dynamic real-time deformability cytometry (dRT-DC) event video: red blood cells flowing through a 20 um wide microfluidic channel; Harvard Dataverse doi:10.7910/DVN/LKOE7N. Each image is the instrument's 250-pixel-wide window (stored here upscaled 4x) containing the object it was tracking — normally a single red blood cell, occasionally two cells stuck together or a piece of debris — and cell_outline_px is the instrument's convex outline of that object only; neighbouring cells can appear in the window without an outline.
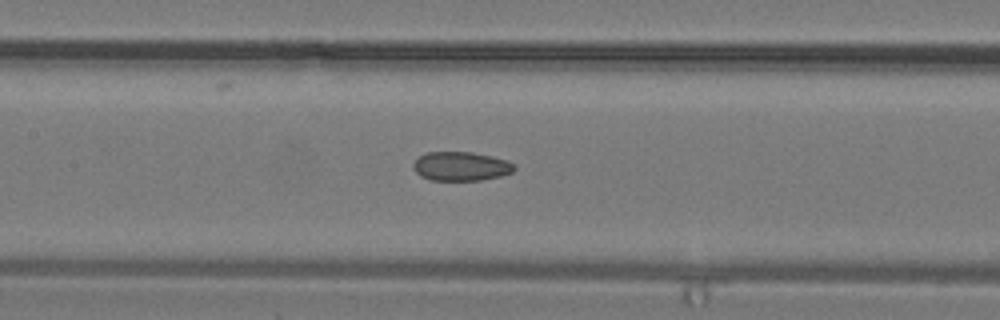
{"species": "common noctule bat (a hibernating species)", "species_latin": "Nyctalus noctula", "temperature_condition": "warm", "stored_images_in_passage": 27, "camera_frame_rate_fps": 3000, "um_per_image_px": 0.085, "animal": {"sex": "male", "body_mass_g": 19.2, "forearm_length_mm": 51.8}, "frame": {"image": 1, "passage_image": 16, "time_ms": 5.0, "image_size_px": [1000, 320], "cell_outline_px": [[516, 168], [512, 172], [500, 176], [480, 180], [428, 180], [420, 176], [412, 168], [412, 164], [420, 156], [428, 152], [472, 152], [492, 156], [508, 160], [516, 164]], "centroid_in_image_um": [39.19, 14.13], "position_along_channel_um": 168.2, "area_um2": 17.22}}
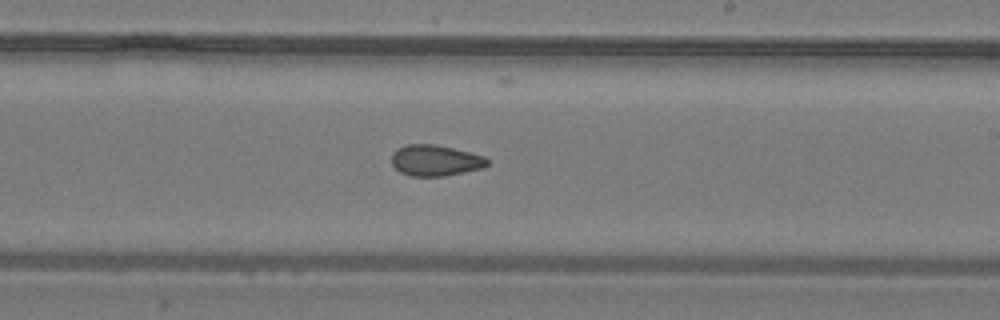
{"frame": {"image": 2, "passage_image": 20, "time_ms": 6.333, "image_size_px": [1000, 320], "cell_outline_px": [[488, 164], [484, 168], [444, 176], [412, 176], [400, 172], [392, 164], [392, 152], [396, 148], [408, 144], [432, 144], [452, 148], [484, 156], [488, 160]], "centroid_in_image_um": [36.99, 13.64], "position_along_channel_um": 252.0, "area_um2": 17.22}}